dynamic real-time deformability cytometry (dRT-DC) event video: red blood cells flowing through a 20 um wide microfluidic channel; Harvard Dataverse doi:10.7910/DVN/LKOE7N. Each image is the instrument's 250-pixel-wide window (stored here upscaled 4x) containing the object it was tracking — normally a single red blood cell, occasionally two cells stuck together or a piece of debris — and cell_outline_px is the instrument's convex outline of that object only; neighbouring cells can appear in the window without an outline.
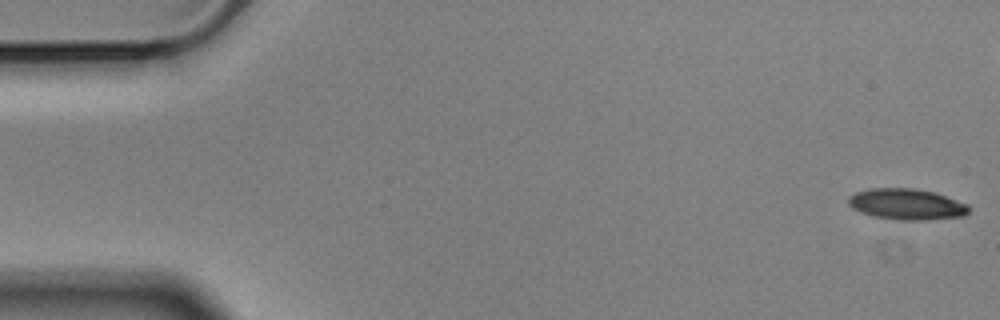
{"species": "Egyptian fruit bat (a non-hibernating species)", "species_latin": "Rousettus aegyptiacus", "temperature_condition": "cold", "stored_images_in_passage": 58, "camera_frame_rate_fps": 3000, "um_per_image_px": 0.085, "animal": {"sex": "male"}, "frame": {"image": 1, "passage_image": 1, "time_ms": 0.0, "image_size_px": [1000, 320], "cell_outline_px": [[972, 208], [964, 216], [924, 220], [900, 220], [872, 216], [860, 212], [852, 208], [848, 204], [848, 196], [856, 192], [868, 188], [916, 188], [936, 192], [968, 204]], "centroid_in_image_um": [77.07, 17.35], "position_along_channel_um": 7.9, "area_um2": 22.08}}
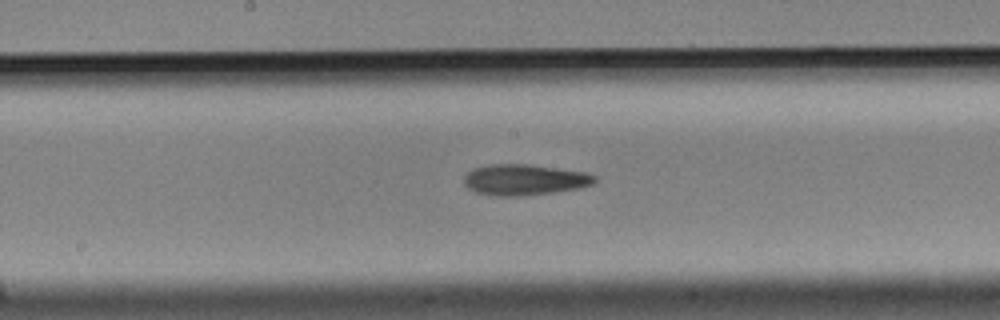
{"frame": {"image": 2, "passage_image": 29, "time_ms": 9.333, "image_size_px": [1000, 320], "cell_outline_px": [[596, 180], [592, 184], [580, 188], [524, 196], [496, 196], [476, 192], [468, 188], [464, 184], [464, 176], [472, 168], [488, 164], [528, 164], [584, 172], [596, 176]], "centroid_in_image_um": [44.54, 15.28], "position_along_channel_um": 203.7, "area_um2": 23.52}}
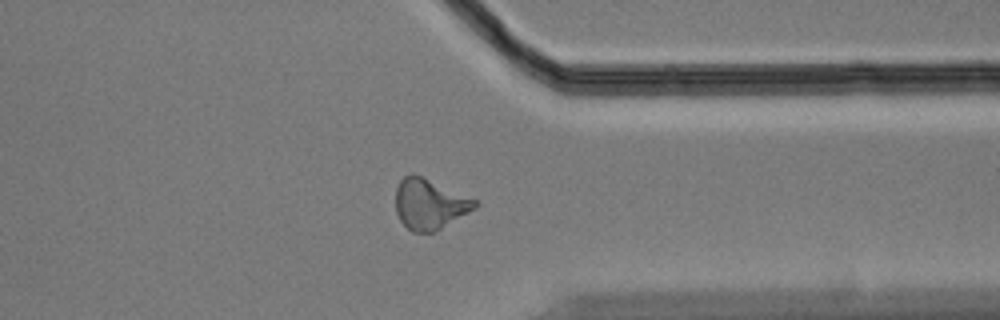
{"frame": {"image": 3, "passage_image": 44, "time_ms": 14.333, "image_size_px": [1000, 320], "cell_outline_px": [[480, 204], [476, 208], [440, 228], [432, 232], [412, 232], [400, 220], [396, 212], [396, 188], [400, 180], [404, 176], [412, 172], [476, 200]], "centroid_in_image_um": [36.49, 17.33], "position_along_channel_um": 374.9, "area_um2": 22.95}, "authors_computed_cell_mechanics": {"area_um2": 22.4842, "velocity_mm_per_s": 3.5132, "shape_relaxation_time_tau1_ms": 5.0039, "shape_relaxation_time_tau2_ms": 6.6717, "deformation_change_tau1": 0.1647, "deformation_change_tau2": 0.1848}}